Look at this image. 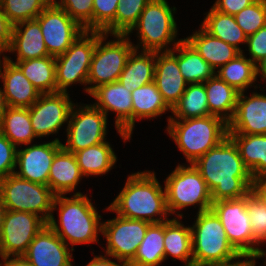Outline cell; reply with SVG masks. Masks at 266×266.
I'll return each mask as SVG.
<instances>
[{"mask_svg":"<svg viewBox=\"0 0 266 266\" xmlns=\"http://www.w3.org/2000/svg\"><path fill=\"white\" fill-rule=\"evenodd\" d=\"M85 31H93V0H53Z\"/></svg>","mask_w":266,"mask_h":266,"instance_id":"cell-43","label":"cell"},{"mask_svg":"<svg viewBox=\"0 0 266 266\" xmlns=\"http://www.w3.org/2000/svg\"><path fill=\"white\" fill-rule=\"evenodd\" d=\"M69 246L47 224L29 244L23 255L33 266H73L74 248Z\"/></svg>","mask_w":266,"mask_h":266,"instance_id":"cell-19","label":"cell"},{"mask_svg":"<svg viewBox=\"0 0 266 266\" xmlns=\"http://www.w3.org/2000/svg\"><path fill=\"white\" fill-rule=\"evenodd\" d=\"M201 27L212 36L243 52L239 44L247 43V35L238 26L233 15L221 13L211 7Z\"/></svg>","mask_w":266,"mask_h":266,"instance_id":"cell-33","label":"cell"},{"mask_svg":"<svg viewBox=\"0 0 266 266\" xmlns=\"http://www.w3.org/2000/svg\"><path fill=\"white\" fill-rule=\"evenodd\" d=\"M184 266H197V265H194V264H190V265H184Z\"/></svg>","mask_w":266,"mask_h":266,"instance_id":"cell-58","label":"cell"},{"mask_svg":"<svg viewBox=\"0 0 266 266\" xmlns=\"http://www.w3.org/2000/svg\"><path fill=\"white\" fill-rule=\"evenodd\" d=\"M0 79L6 103L10 107L30 108L41 95L21 70L7 59L0 67Z\"/></svg>","mask_w":266,"mask_h":266,"instance_id":"cell-22","label":"cell"},{"mask_svg":"<svg viewBox=\"0 0 266 266\" xmlns=\"http://www.w3.org/2000/svg\"><path fill=\"white\" fill-rule=\"evenodd\" d=\"M176 52L179 70L188 84L205 83L215 74L211 66L185 39L176 45Z\"/></svg>","mask_w":266,"mask_h":266,"instance_id":"cell-34","label":"cell"},{"mask_svg":"<svg viewBox=\"0 0 266 266\" xmlns=\"http://www.w3.org/2000/svg\"><path fill=\"white\" fill-rule=\"evenodd\" d=\"M13 25L10 23L0 4V45L7 51L12 37Z\"/></svg>","mask_w":266,"mask_h":266,"instance_id":"cell-48","label":"cell"},{"mask_svg":"<svg viewBox=\"0 0 266 266\" xmlns=\"http://www.w3.org/2000/svg\"><path fill=\"white\" fill-rule=\"evenodd\" d=\"M55 196L49 186L22 179L15 173L0 179V198L5 210L35 213L48 222Z\"/></svg>","mask_w":266,"mask_h":266,"instance_id":"cell-8","label":"cell"},{"mask_svg":"<svg viewBox=\"0 0 266 266\" xmlns=\"http://www.w3.org/2000/svg\"><path fill=\"white\" fill-rule=\"evenodd\" d=\"M211 192L212 202L244 197L253 177L240 157L235 142L229 137L211 148L193 163Z\"/></svg>","mask_w":266,"mask_h":266,"instance_id":"cell-1","label":"cell"},{"mask_svg":"<svg viewBox=\"0 0 266 266\" xmlns=\"http://www.w3.org/2000/svg\"><path fill=\"white\" fill-rule=\"evenodd\" d=\"M240 92L228 134H266V95L252 93L250 97Z\"/></svg>","mask_w":266,"mask_h":266,"instance_id":"cell-20","label":"cell"},{"mask_svg":"<svg viewBox=\"0 0 266 266\" xmlns=\"http://www.w3.org/2000/svg\"><path fill=\"white\" fill-rule=\"evenodd\" d=\"M17 148L0 132V179L14 174Z\"/></svg>","mask_w":266,"mask_h":266,"instance_id":"cell-45","label":"cell"},{"mask_svg":"<svg viewBox=\"0 0 266 266\" xmlns=\"http://www.w3.org/2000/svg\"><path fill=\"white\" fill-rule=\"evenodd\" d=\"M209 113L229 122L235 112L239 93L214 74L205 83Z\"/></svg>","mask_w":266,"mask_h":266,"instance_id":"cell-27","label":"cell"},{"mask_svg":"<svg viewBox=\"0 0 266 266\" xmlns=\"http://www.w3.org/2000/svg\"><path fill=\"white\" fill-rule=\"evenodd\" d=\"M132 97V133L135 120L149 119L160 116L171 110L163 100L155 82L143 85L131 92Z\"/></svg>","mask_w":266,"mask_h":266,"instance_id":"cell-32","label":"cell"},{"mask_svg":"<svg viewBox=\"0 0 266 266\" xmlns=\"http://www.w3.org/2000/svg\"><path fill=\"white\" fill-rule=\"evenodd\" d=\"M95 47L96 31H85L63 54L55 57L57 92L67 93V88L76 83L87 85Z\"/></svg>","mask_w":266,"mask_h":266,"instance_id":"cell-11","label":"cell"},{"mask_svg":"<svg viewBox=\"0 0 266 266\" xmlns=\"http://www.w3.org/2000/svg\"><path fill=\"white\" fill-rule=\"evenodd\" d=\"M247 46L250 60L253 63L259 62L266 56V25L260 28L256 33L247 36Z\"/></svg>","mask_w":266,"mask_h":266,"instance_id":"cell-46","label":"cell"},{"mask_svg":"<svg viewBox=\"0 0 266 266\" xmlns=\"http://www.w3.org/2000/svg\"><path fill=\"white\" fill-rule=\"evenodd\" d=\"M0 132L16 147L30 145L37 137L30 121L29 108L8 106L0 118Z\"/></svg>","mask_w":266,"mask_h":266,"instance_id":"cell-31","label":"cell"},{"mask_svg":"<svg viewBox=\"0 0 266 266\" xmlns=\"http://www.w3.org/2000/svg\"><path fill=\"white\" fill-rule=\"evenodd\" d=\"M246 208L254 238L259 244L266 242V207L252 190L246 194Z\"/></svg>","mask_w":266,"mask_h":266,"instance_id":"cell-42","label":"cell"},{"mask_svg":"<svg viewBox=\"0 0 266 266\" xmlns=\"http://www.w3.org/2000/svg\"><path fill=\"white\" fill-rule=\"evenodd\" d=\"M253 178L266 174V134H228Z\"/></svg>","mask_w":266,"mask_h":266,"instance_id":"cell-28","label":"cell"},{"mask_svg":"<svg viewBox=\"0 0 266 266\" xmlns=\"http://www.w3.org/2000/svg\"><path fill=\"white\" fill-rule=\"evenodd\" d=\"M169 119H188L206 117L209 113L207 94L204 83L188 84L179 101L171 109Z\"/></svg>","mask_w":266,"mask_h":266,"instance_id":"cell-37","label":"cell"},{"mask_svg":"<svg viewBox=\"0 0 266 266\" xmlns=\"http://www.w3.org/2000/svg\"><path fill=\"white\" fill-rule=\"evenodd\" d=\"M16 52L17 61L50 56L43 40L39 22L28 20L13 26L7 52Z\"/></svg>","mask_w":266,"mask_h":266,"instance_id":"cell-23","label":"cell"},{"mask_svg":"<svg viewBox=\"0 0 266 266\" xmlns=\"http://www.w3.org/2000/svg\"><path fill=\"white\" fill-rule=\"evenodd\" d=\"M215 74L238 92H245L257 80L256 64L243 52L220 67Z\"/></svg>","mask_w":266,"mask_h":266,"instance_id":"cell-38","label":"cell"},{"mask_svg":"<svg viewBox=\"0 0 266 266\" xmlns=\"http://www.w3.org/2000/svg\"><path fill=\"white\" fill-rule=\"evenodd\" d=\"M108 257V255H95V257L86 266H128L121 260H118L119 263H116L111 261Z\"/></svg>","mask_w":266,"mask_h":266,"instance_id":"cell-50","label":"cell"},{"mask_svg":"<svg viewBox=\"0 0 266 266\" xmlns=\"http://www.w3.org/2000/svg\"><path fill=\"white\" fill-rule=\"evenodd\" d=\"M65 92L41 94L29 108L30 121L36 137L58 133L68 123L74 103Z\"/></svg>","mask_w":266,"mask_h":266,"instance_id":"cell-16","label":"cell"},{"mask_svg":"<svg viewBox=\"0 0 266 266\" xmlns=\"http://www.w3.org/2000/svg\"><path fill=\"white\" fill-rule=\"evenodd\" d=\"M150 225L151 223L143 220L128 219L119 215L103 222L101 233L107 241L105 255L128 265L134 259Z\"/></svg>","mask_w":266,"mask_h":266,"instance_id":"cell-13","label":"cell"},{"mask_svg":"<svg viewBox=\"0 0 266 266\" xmlns=\"http://www.w3.org/2000/svg\"><path fill=\"white\" fill-rule=\"evenodd\" d=\"M172 48L171 51L156 52L154 71L157 89L171 109L179 101L188 85L179 70L176 46Z\"/></svg>","mask_w":266,"mask_h":266,"instance_id":"cell-21","label":"cell"},{"mask_svg":"<svg viewBox=\"0 0 266 266\" xmlns=\"http://www.w3.org/2000/svg\"><path fill=\"white\" fill-rule=\"evenodd\" d=\"M176 219L174 217L164 222L165 260L170 255L185 265L193 264L191 227L184 226Z\"/></svg>","mask_w":266,"mask_h":266,"instance_id":"cell-30","label":"cell"},{"mask_svg":"<svg viewBox=\"0 0 266 266\" xmlns=\"http://www.w3.org/2000/svg\"><path fill=\"white\" fill-rule=\"evenodd\" d=\"M196 216L191 227L194 265L227 263L241 256L230 244L219 217L212 209Z\"/></svg>","mask_w":266,"mask_h":266,"instance_id":"cell-5","label":"cell"},{"mask_svg":"<svg viewBox=\"0 0 266 266\" xmlns=\"http://www.w3.org/2000/svg\"><path fill=\"white\" fill-rule=\"evenodd\" d=\"M150 0H120L115 19L102 31L109 35H127Z\"/></svg>","mask_w":266,"mask_h":266,"instance_id":"cell-39","label":"cell"},{"mask_svg":"<svg viewBox=\"0 0 266 266\" xmlns=\"http://www.w3.org/2000/svg\"><path fill=\"white\" fill-rule=\"evenodd\" d=\"M3 52H6V50L0 45V56H1V54H2ZM6 58H7V56L4 55L3 58H2L3 61L0 60V67L3 65V62H5ZM0 59H1V57H0ZM1 62H2V63H1Z\"/></svg>","mask_w":266,"mask_h":266,"instance_id":"cell-56","label":"cell"},{"mask_svg":"<svg viewBox=\"0 0 266 266\" xmlns=\"http://www.w3.org/2000/svg\"><path fill=\"white\" fill-rule=\"evenodd\" d=\"M165 260L164 222L151 224L128 266H159Z\"/></svg>","mask_w":266,"mask_h":266,"instance_id":"cell-36","label":"cell"},{"mask_svg":"<svg viewBox=\"0 0 266 266\" xmlns=\"http://www.w3.org/2000/svg\"><path fill=\"white\" fill-rule=\"evenodd\" d=\"M119 81L99 85L89 95L95 98L94 107L106 116L109 111L116 113L115 127L124 142L132 135V97Z\"/></svg>","mask_w":266,"mask_h":266,"instance_id":"cell-17","label":"cell"},{"mask_svg":"<svg viewBox=\"0 0 266 266\" xmlns=\"http://www.w3.org/2000/svg\"><path fill=\"white\" fill-rule=\"evenodd\" d=\"M4 211H5V208H4V205L2 204V201L0 198V232H1V225H2Z\"/></svg>","mask_w":266,"mask_h":266,"instance_id":"cell-55","label":"cell"},{"mask_svg":"<svg viewBox=\"0 0 266 266\" xmlns=\"http://www.w3.org/2000/svg\"><path fill=\"white\" fill-rule=\"evenodd\" d=\"M120 0H93V31H103L114 19Z\"/></svg>","mask_w":266,"mask_h":266,"instance_id":"cell-44","label":"cell"},{"mask_svg":"<svg viewBox=\"0 0 266 266\" xmlns=\"http://www.w3.org/2000/svg\"><path fill=\"white\" fill-rule=\"evenodd\" d=\"M67 125V143L61 145L71 153L106 140L107 116L92 104H74Z\"/></svg>","mask_w":266,"mask_h":266,"instance_id":"cell-12","label":"cell"},{"mask_svg":"<svg viewBox=\"0 0 266 266\" xmlns=\"http://www.w3.org/2000/svg\"><path fill=\"white\" fill-rule=\"evenodd\" d=\"M83 177L75 154L61 147L49 171L48 186L52 192L55 195H66L75 190Z\"/></svg>","mask_w":266,"mask_h":266,"instance_id":"cell-24","label":"cell"},{"mask_svg":"<svg viewBox=\"0 0 266 266\" xmlns=\"http://www.w3.org/2000/svg\"><path fill=\"white\" fill-rule=\"evenodd\" d=\"M262 257H266V253H264V255ZM265 265H266V260L264 261Z\"/></svg>","mask_w":266,"mask_h":266,"instance_id":"cell-57","label":"cell"},{"mask_svg":"<svg viewBox=\"0 0 266 266\" xmlns=\"http://www.w3.org/2000/svg\"><path fill=\"white\" fill-rule=\"evenodd\" d=\"M47 222L35 213L5 210L0 232V257L23 256Z\"/></svg>","mask_w":266,"mask_h":266,"instance_id":"cell-14","label":"cell"},{"mask_svg":"<svg viewBox=\"0 0 266 266\" xmlns=\"http://www.w3.org/2000/svg\"><path fill=\"white\" fill-rule=\"evenodd\" d=\"M234 17L247 36L256 33L266 25V0H256Z\"/></svg>","mask_w":266,"mask_h":266,"instance_id":"cell-41","label":"cell"},{"mask_svg":"<svg viewBox=\"0 0 266 266\" xmlns=\"http://www.w3.org/2000/svg\"><path fill=\"white\" fill-rule=\"evenodd\" d=\"M40 24L48 54H63L85 29L52 1L36 18Z\"/></svg>","mask_w":266,"mask_h":266,"instance_id":"cell-15","label":"cell"},{"mask_svg":"<svg viewBox=\"0 0 266 266\" xmlns=\"http://www.w3.org/2000/svg\"><path fill=\"white\" fill-rule=\"evenodd\" d=\"M74 154L81 173L87 177L106 174L117 162V157L107 141L79 150Z\"/></svg>","mask_w":266,"mask_h":266,"instance_id":"cell-35","label":"cell"},{"mask_svg":"<svg viewBox=\"0 0 266 266\" xmlns=\"http://www.w3.org/2000/svg\"><path fill=\"white\" fill-rule=\"evenodd\" d=\"M62 142L55 138L51 142L33 144L25 149H17L16 167L14 173L31 182L48 186L49 171Z\"/></svg>","mask_w":266,"mask_h":266,"instance_id":"cell-18","label":"cell"},{"mask_svg":"<svg viewBox=\"0 0 266 266\" xmlns=\"http://www.w3.org/2000/svg\"><path fill=\"white\" fill-rule=\"evenodd\" d=\"M251 190L258 196L266 207V174L253 178Z\"/></svg>","mask_w":266,"mask_h":266,"instance_id":"cell-49","label":"cell"},{"mask_svg":"<svg viewBox=\"0 0 266 266\" xmlns=\"http://www.w3.org/2000/svg\"><path fill=\"white\" fill-rule=\"evenodd\" d=\"M107 36L101 31H96V47L92 55L87 80V84L90 86L84 89L88 94L99 85L118 81L127 58L134 49V44L130 42L127 35H113L117 40L104 43Z\"/></svg>","mask_w":266,"mask_h":266,"instance_id":"cell-7","label":"cell"},{"mask_svg":"<svg viewBox=\"0 0 266 266\" xmlns=\"http://www.w3.org/2000/svg\"><path fill=\"white\" fill-rule=\"evenodd\" d=\"M176 7L169 6L166 0H150L142 11L136 25L127 34L137 30L139 44L135 49L142 51L163 52L171 51L168 45L175 47L182 39L174 40L177 36V24L174 19ZM142 44V45H141Z\"/></svg>","mask_w":266,"mask_h":266,"instance_id":"cell-6","label":"cell"},{"mask_svg":"<svg viewBox=\"0 0 266 266\" xmlns=\"http://www.w3.org/2000/svg\"><path fill=\"white\" fill-rule=\"evenodd\" d=\"M256 0H216L213 8L221 13L236 15Z\"/></svg>","mask_w":266,"mask_h":266,"instance_id":"cell-47","label":"cell"},{"mask_svg":"<svg viewBox=\"0 0 266 266\" xmlns=\"http://www.w3.org/2000/svg\"><path fill=\"white\" fill-rule=\"evenodd\" d=\"M211 209L219 217L230 244L240 255L262 258L266 251L255 247L259 243L251 229L246 208V195L237 199L215 201Z\"/></svg>","mask_w":266,"mask_h":266,"instance_id":"cell-10","label":"cell"},{"mask_svg":"<svg viewBox=\"0 0 266 266\" xmlns=\"http://www.w3.org/2000/svg\"><path fill=\"white\" fill-rule=\"evenodd\" d=\"M8 108V105L5 100V95L3 89L0 88V118L2 117L5 110Z\"/></svg>","mask_w":266,"mask_h":266,"instance_id":"cell-54","label":"cell"},{"mask_svg":"<svg viewBox=\"0 0 266 266\" xmlns=\"http://www.w3.org/2000/svg\"><path fill=\"white\" fill-rule=\"evenodd\" d=\"M256 73L257 76L261 74L260 77L266 80V56L256 63Z\"/></svg>","mask_w":266,"mask_h":266,"instance_id":"cell-53","label":"cell"},{"mask_svg":"<svg viewBox=\"0 0 266 266\" xmlns=\"http://www.w3.org/2000/svg\"><path fill=\"white\" fill-rule=\"evenodd\" d=\"M6 59L14 63L41 94L57 92L54 56L16 62L8 56Z\"/></svg>","mask_w":266,"mask_h":266,"instance_id":"cell-29","label":"cell"},{"mask_svg":"<svg viewBox=\"0 0 266 266\" xmlns=\"http://www.w3.org/2000/svg\"><path fill=\"white\" fill-rule=\"evenodd\" d=\"M1 258L3 263L0 262V266H33L24 256H5Z\"/></svg>","mask_w":266,"mask_h":266,"instance_id":"cell-51","label":"cell"},{"mask_svg":"<svg viewBox=\"0 0 266 266\" xmlns=\"http://www.w3.org/2000/svg\"><path fill=\"white\" fill-rule=\"evenodd\" d=\"M166 128L189 164L196 162L228 136V123L214 115L169 119Z\"/></svg>","mask_w":266,"mask_h":266,"instance_id":"cell-4","label":"cell"},{"mask_svg":"<svg viewBox=\"0 0 266 266\" xmlns=\"http://www.w3.org/2000/svg\"><path fill=\"white\" fill-rule=\"evenodd\" d=\"M243 258H245L243 261H241ZM257 257L254 256H244L241 255L240 257H238V261H230L227 263H220V264H210V265H204V266H255L256 262L255 259ZM241 259V260H239ZM249 259V260H248Z\"/></svg>","mask_w":266,"mask_h":266,"instance_id":"cell-52","label":"cell"},{"mask_svg":"<svg viewBox=\"0 0 266 266\" xmlns=\"http://www.w3.org/2000/svg\"><path fill=\"white\" fill-rule=\"evenodd\" d=\"M53 0H0L2 11L14 26L34 20Z\"/></svg>","mask_w":266,"mask_h":266,"instance_id":"cell-40","label":"cell"},{"mask_svg":"<svg viewBox=\"0 0 266 266\" xmlns=\"http://www.w3.org/2000/svg\"><path fill=\"white\" fill-rule=\"evenodd\" d=\"M166 206L169 214L176 210L199 205L198 213L210 210L212 207L211 192L200 172L193 164L178 165L164 181Z\"/></svg>","mask_w":266,"mask_h":266,"instance_id":"cell-9","label":"cell"},{"mask_svg":"<svg viewBox=\"0 0 266 266\" xmlns=\"http://www.w3.org/2000/svg\"><path fill=\"white\" fill-rule=\"evenodd\" d=\"M138 51L135 48L132 50L118 79L128 91L154 81L156 52Z\"/></svg>","mask_w":266,"mask_h":266,"instance_id":"cell-26","label":"cell"},{"mask_svg":"<svg viewBox=\"0 0 266 266\" xmlns=\"http://www.w3.org/2000/svg\"><path fill=\"white\" fill-rule=\"evenodd\" d=\"M163 189L154 171L132 173L106 209L128 219L143 220L151 224L165 222L169 220L167 216L170 214L166 206L165 188Z\"/></svg>","mask_w":266,"mask_h":266,"instance_id":"cell-2","label":"cell"},{"mask_svg":"<svg viewBox=\"0 0 266 266\" xmlns=\"http://www.w3.org/2000/svg\"><path fill=\"white\" fill-rule=\"evenodd\" d=\"M95 208L91 199L81 192H76L71 198L56 195L52 211L59 210L60 227L53 214L47 224L69 246L99 243L97 238L98 232H102V217Z\"/></svg>","mask_w":266,"mask_h":266,"instance_id":"cell-3","label":"cell"},{"mask_svg":"<svg viewBox=\"0 0 266 266\" xmlns=\"http://www.w3.org/2000/svg\"><path fill=\"white\" fill-rule=\"evenodd\" d=\"M211 66L216 72V69L227 64L241 52L234 46L216 38L206 32L202 27L195 31L192 35L184 38Z\"/></svg>","mask_w":266,"mask_h":266,"instance_id":"cell-25","label":"cell"}]
</instances>
